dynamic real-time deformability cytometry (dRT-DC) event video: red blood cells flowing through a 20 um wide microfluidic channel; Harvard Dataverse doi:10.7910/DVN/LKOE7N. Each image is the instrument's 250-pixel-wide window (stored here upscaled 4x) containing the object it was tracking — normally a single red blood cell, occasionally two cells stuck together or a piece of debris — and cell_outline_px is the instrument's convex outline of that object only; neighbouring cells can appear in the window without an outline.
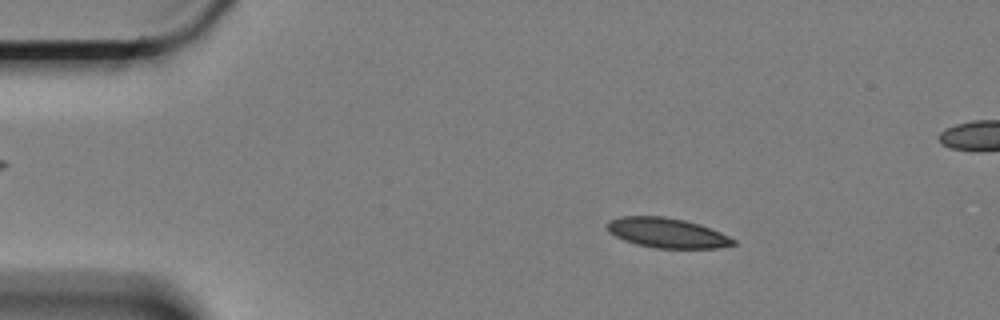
{"species": "Egyptian fruit bat (a non-hibernating species)", "species_latin": "Rousettus aegyptiacus", "temperature_condition": "cold", "stored_images_in_passage": 57, "segment_of_instrument_passage": [1, 2], "camera_frame_rate_fps": 3000, "um_per_image_px": 0.085, "animal": {"sex": "female"}, "frame": {"image": 1, "passage_image": 6, "time_ms": 1.667, "image_size_px": [1000, 320], "cell_outline_px": [[736, 244], [716, 248], [656, 248], [636, 244], [624, 240], [608, 232], [604, 224], [608, 220], [620, 216], [664, 216], [684, 220], [700, 224], [720, 232], [736, 240]], "centroid_in_image_um": [56.65, 19.78], "position_along_channel_um": 28.4, "area_um2": 22.08}}
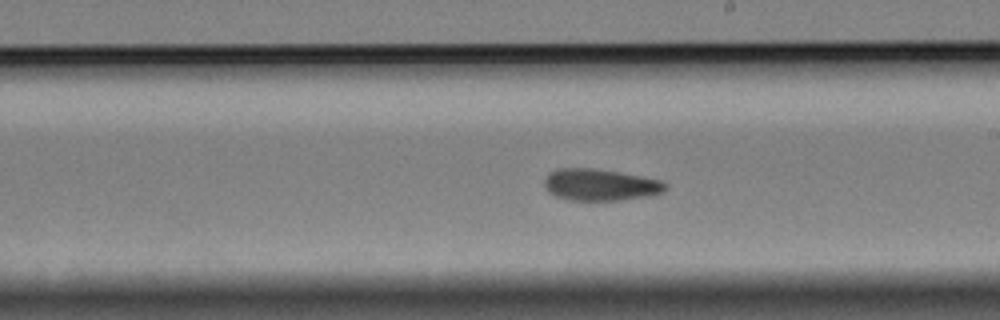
{"frame": {"image": 2, "passage_image": 30, "time_ms": 9.667, "image_size_px": [1000, 320], "cell_outline_px": [[668, 188], [664, 192], [648, 196], [620, 200], [568, 200], [556, 196], [548, 192], [544, 184], [544, 180], [548, 172], [560, 168], [592, 168], [620, 172], [664, 180], [668, 184]], "centroid_in_image_um": [51.05, 15.7], "position_along_channel_um": 237.9, "area_um2": 22.66}}
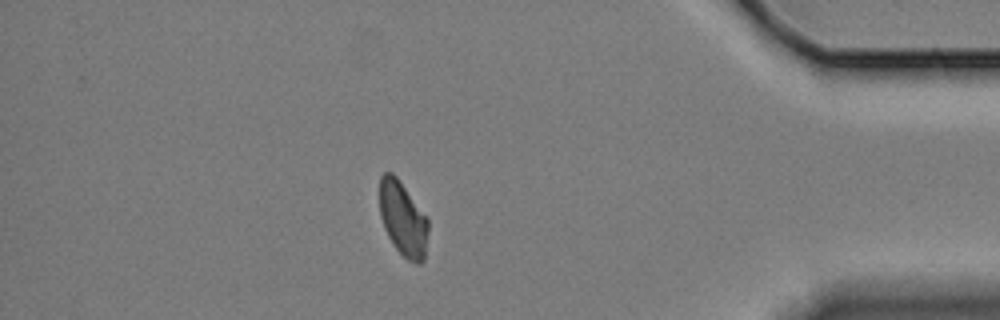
{"frame": {"image": 3, "passage_image": 48, "time_ms": 15.667, "image_size_px": [1000, 320], "cell_outline_px": [[428, 232], [424, 260], [420, 264], [416, 264], [408, 260], [396, 248], [388, 236], [384, 228], [380, 216], [380, 176], [384, 172], [392, 172], [396, 176], [428, 216]], "centroid_in_image_um": [34.27, 18.59], "position_along_channel_um": 400.9, "area_um2": 21.27}}